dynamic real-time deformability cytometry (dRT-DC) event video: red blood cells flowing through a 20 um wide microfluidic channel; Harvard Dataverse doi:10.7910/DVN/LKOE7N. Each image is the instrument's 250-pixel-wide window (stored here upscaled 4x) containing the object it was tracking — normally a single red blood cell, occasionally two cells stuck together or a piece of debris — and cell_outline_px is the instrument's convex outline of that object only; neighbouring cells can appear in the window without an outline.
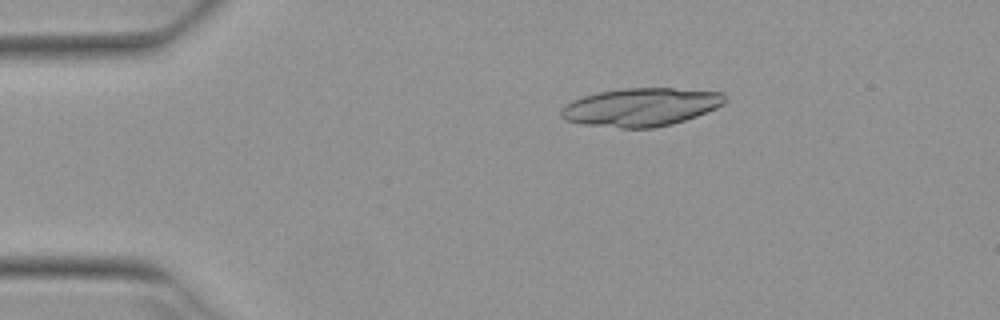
{"species": "Egyptian fruit bat (a non-hibernating species)", "species_latin": "Rousettus aegyptiacus", "temperature_condition": "warm", "stored_images_in_passage": 4, "camera_frame_rate_fps": 3000, "um_per_image_px": 0.085, "animal": {"sex": "female"}, "frame": {"image": 1, "passage_image": 2, "time_ms": 0.333, "image_size_px": [1000, 320], "cell_outline_px": [[728, 100], [724, 104], [716, 108], [696, 116], [672, 124], [656, 128], [620, 128], [580, 124], [564, 120], [560, 116], [560, 108], [572, 100], [584, 96], [600, 92], [624, 88], [672, 88], [724, 92]], "centroid_in_image_um": [54.48, 9.11], "position_along_channel_um": 30.5, "area_um2": 36.76}}